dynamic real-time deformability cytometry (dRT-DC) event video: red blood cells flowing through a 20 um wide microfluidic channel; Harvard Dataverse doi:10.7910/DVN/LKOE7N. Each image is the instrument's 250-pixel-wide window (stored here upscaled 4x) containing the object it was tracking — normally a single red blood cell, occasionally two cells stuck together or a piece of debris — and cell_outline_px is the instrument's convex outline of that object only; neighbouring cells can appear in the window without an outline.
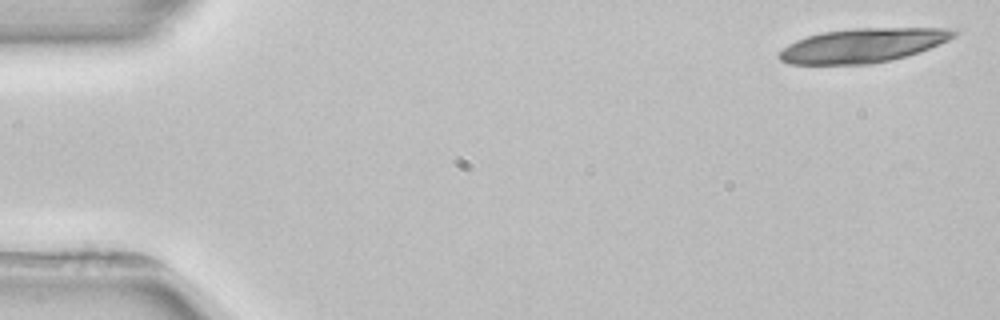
{"species": "common noctule bat (a hibernating species)", "species_latin": "Nyctalus noctula", "temperature_condition": "room temperature", "stored_images_in_passage": 5, "segment_of_instrument_passage": [1, 2], "camera_frame_rate_fps": 3000, "um_per_image_px": 0.085, "animal": {"sex": "female", "body_mass_g": 22.7, "forearm_length_mm": 54.2}, "frame": {"image": 1, "passage_image": 1, "time_ms": 0.0, "image_size_px": [1000, 320], "cell_outline_px": [[960, 32], [956, 36], [948, 40], [920, 52], [892, 60], [872, 64], [788, 64], [780, 60], [776, 56], [788, 44], [796, 40], [808, 36], [824, 32], [852, 28], [960, 28]], "centroid_in_image_um": [73.39, 3.85], "position_along_channel_um": 11.6, "area_um2": 34.97}}